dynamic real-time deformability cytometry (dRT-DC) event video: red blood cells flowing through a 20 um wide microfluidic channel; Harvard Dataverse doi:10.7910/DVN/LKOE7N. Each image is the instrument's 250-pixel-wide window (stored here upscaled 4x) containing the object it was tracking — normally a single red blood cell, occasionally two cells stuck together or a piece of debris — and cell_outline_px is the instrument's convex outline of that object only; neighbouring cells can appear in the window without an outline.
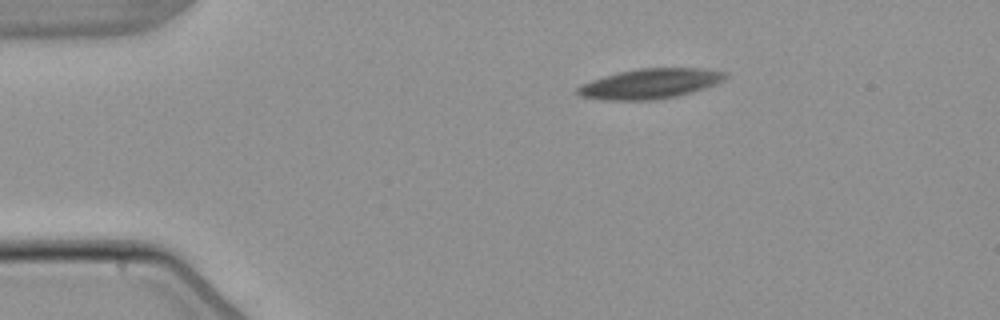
{"species": "common noctule bat (a hibernating species)", "species_latin": "Nyctalus noctula", "temperature_condition": "warm", "stored_images_in_passage": 5, "camera_frame_rate_fps": 3000, "um_per_image_px": 0.085, "animal": {"sex": "male", "body_mass_g": 21.5, "forearm_length_mm": 52.0}, "frame": {"image": 1, "passage_image": 1, "time_ms": 0.0, "image_size_px": [1000, 320], "cell_outline_px": [[728, 76], [724, 80], [704, 88], [692, 92], [676, 96], [652, 100], [604, 100], [580, 96], [576, 92], [576, 88], [592, 80], [604, 76], [620, 72], [640, 68], [704, 68], [728, 72]], "centroid_in_image_um": [55.29, 7.11], "position_along_channel_um": 29.7, "area_um2": 25.72}}
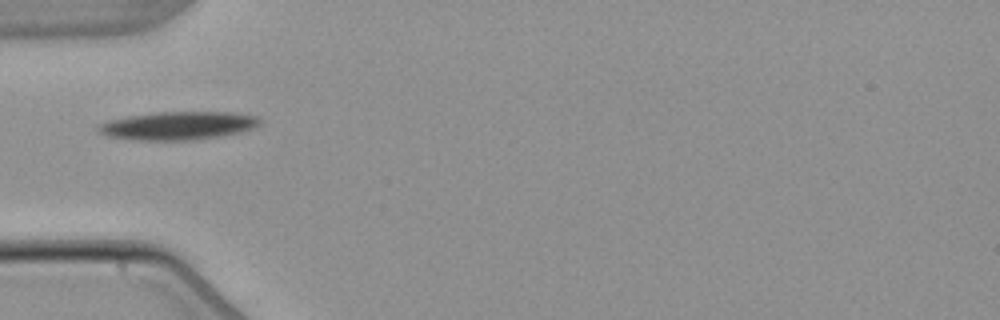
{"frame": {"image": 2, "passage_image": 3, "time_ms": 2.667, "image_size_px": [1000, 320], "cell_outline_px": [[260, 124], [252, 128], [240, 132], [220, 136], [192, 140], [132, 140], [104, 136], [96, 132], [96, 124], [108, 120], [128, 116], [156, 112], [232, 112], [256, 116], [260, 120]], "centroid_in_image_um": [15.03, 10.68], "position_along_channel_um": 70.0, "area_um2": 26.82}}